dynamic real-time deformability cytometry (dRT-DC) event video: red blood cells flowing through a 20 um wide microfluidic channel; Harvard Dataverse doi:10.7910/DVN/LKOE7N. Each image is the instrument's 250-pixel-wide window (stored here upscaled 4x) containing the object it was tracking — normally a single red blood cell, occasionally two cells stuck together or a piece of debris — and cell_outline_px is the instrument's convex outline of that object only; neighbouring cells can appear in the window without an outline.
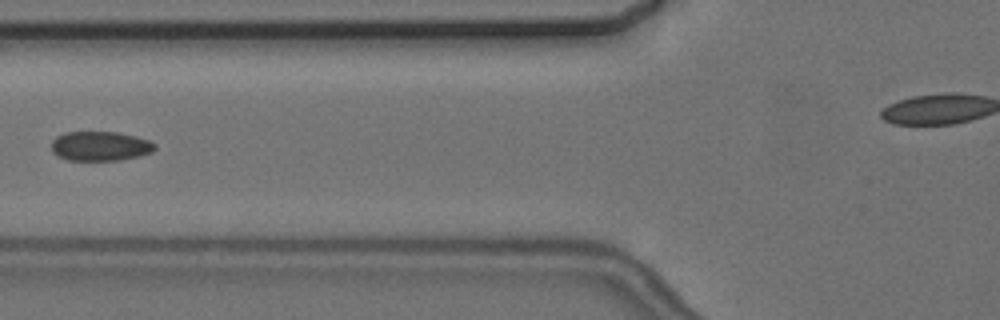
{"species": "common noctule bat (a hibernating species)", "species_latin": "Nyctalus noctula", "temperature_condition": "cold", "stored_images_in_passage": 6, "camera_frame_rate_fps": 3000, "um_per_image_px": 0.085, "animal": {"sex": "female", "body_mass_g": 24.6, "forearm_length_mm": 56.2}, "frame": {"image": 1, "passage_image": 5, "time_ms": 5.667, "image_size_px": [1000, 320], "cell_outline_px": [[156, 148], [152, 152], [140, 156], [120, 160], [68, 160], [52, 152], [52, 140], [56, 136], [64, 132], [116, 132], [136, 136], [148, 140], [156, 144]], "centroid_in_image_um": [8.53, 12.41], "position_along_channel_um": 117.3, "area_um2": 17.8}}
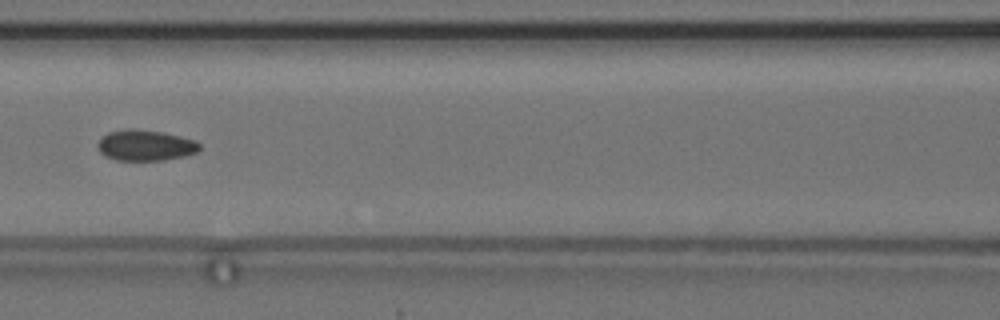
{"frame": {"image": 2, "passage_image": 6, "time_ms": 6.667, "image_size_px": [1000, 320], "cell_outline_px": [[200, 148], [196, 152], [184, 156], [164, 160], [116, 160], [100, 152], [96, 144], [108, 132], [124, 128], [136, 128], [164, 132], [196, 140], [200, 144]], "centroid_in_image_um": [12.37, 12.33], "position_along_channel_um": 154.2, "area_um2": 18.38}}